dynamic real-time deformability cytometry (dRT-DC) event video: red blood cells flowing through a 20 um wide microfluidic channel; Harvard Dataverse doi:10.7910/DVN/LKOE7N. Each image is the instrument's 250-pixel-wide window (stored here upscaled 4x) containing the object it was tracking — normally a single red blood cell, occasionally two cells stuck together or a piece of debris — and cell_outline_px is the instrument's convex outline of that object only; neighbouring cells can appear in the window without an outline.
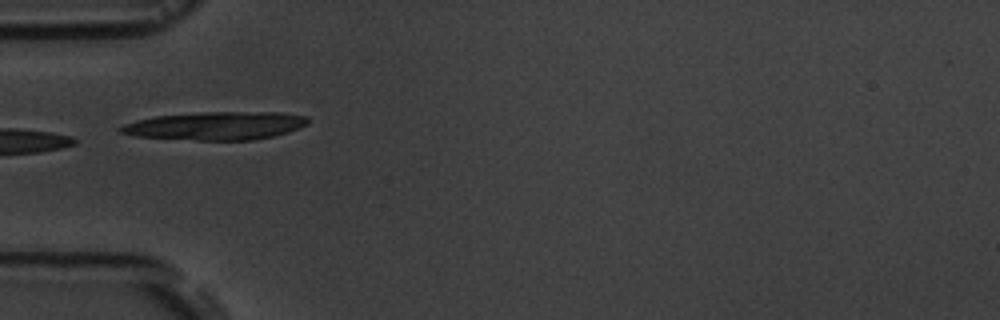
{"species": "common noctule bat (a hibernating species)", "species_latin": "Nyctalus noctula", "temperature_condition": "room temperature", "stored_images_in_passage": 9, "camera_frame_rate_fps": 3000, "um_per_image_px": 0.085, "animal": {"sex": "male", "body_mass_g": 19.5, "forearm_length_mm": 54.6}, "frame": {"image": 1, "passage_image": 6, "time_ms": 5.667, "image_size_px": [1000, 320], "cell_outline_px": [[308, 124], [300, 128], [288, 132], [272, 136], [252, 140], [200, 140], [136, 136], [120, 132], [116, 128], [124, 124], [136, 120], [156, 116], [200, 112], [280, 112], [308, 116]], "centroid_in_image_um": [18.36, 10.68], "position_along_channel_um": 66.6, "area_um2": 30.69}}
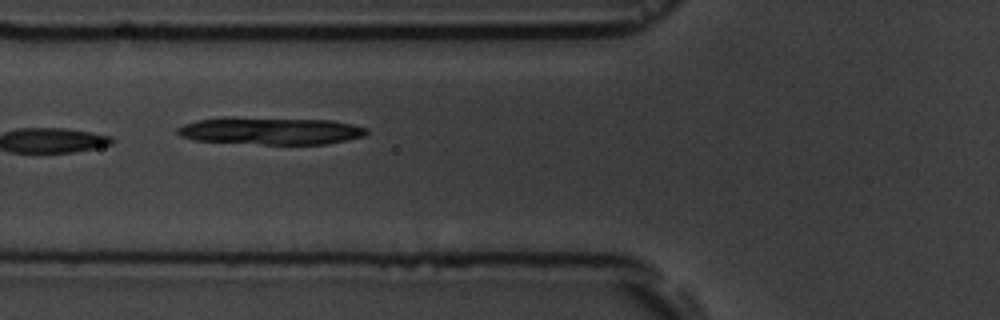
{"frame": {"image": 2, "passage_image": 7, "time_ms": 6.667, "image_size_px": [1000, 320], "cell_outline_px": [[368, 132], [364, 136], [328, 144], [260, 144], [196, 140], [180, 136], [176, 132], [176, 128], [184, 124], [196, 120], [220, 116], [232, 116], [332, 120], [352, 124], [368, 128]], "centroid_in_image_um": [22.96, 11.1], "position_along_channel_um": 102.8, "area_um2": 30.69}}
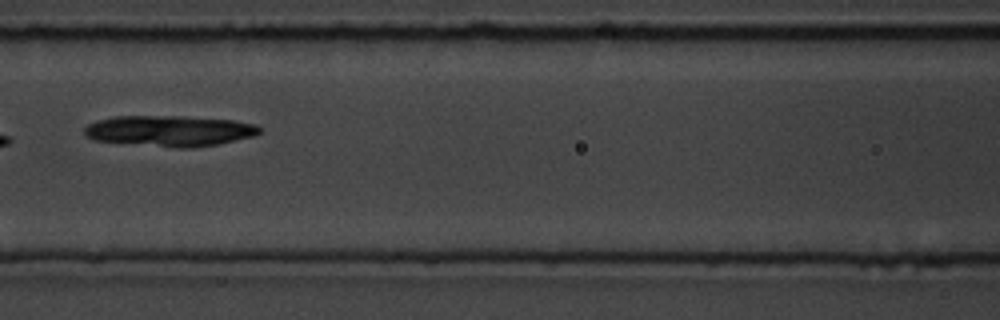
{"frame": {"image": 3, "passage_image": 8, "time_ms": 8.0, "image_size_px": [1000, 320], "cell_outline_px": [[260, 132], [252, 136], [216, 144], [192, 148], [176, 148], [96, 140], [88, 136], [84, 132], [84, 128], [88, 124], [96, 120], [112, 116], [180, 116], [232, 120], [256, 124], [260, 128]], "centroid_in_image_um": [14.39, 11.11], "position_along_channel_um": 152.2, "area_um2": 31.21}}